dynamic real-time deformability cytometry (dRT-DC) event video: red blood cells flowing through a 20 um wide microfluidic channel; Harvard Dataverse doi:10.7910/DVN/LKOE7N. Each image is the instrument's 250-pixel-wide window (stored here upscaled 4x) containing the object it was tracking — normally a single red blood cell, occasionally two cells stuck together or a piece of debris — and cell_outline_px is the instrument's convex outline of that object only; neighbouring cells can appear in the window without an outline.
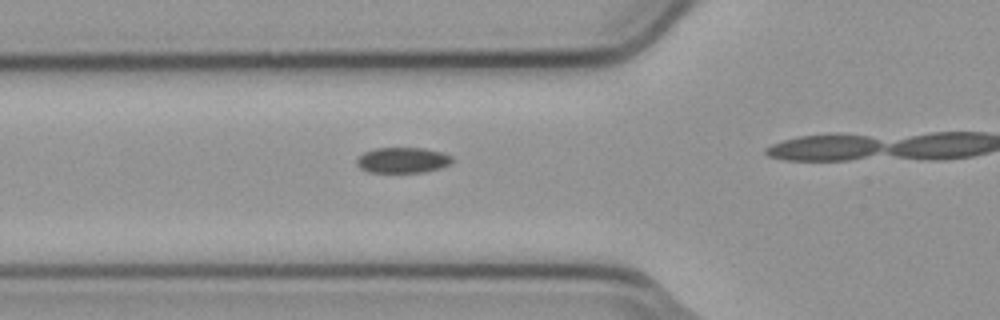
{"species": "common noctule bat (a hibernating species)", "species_latin": "Nyctalus noctula", "temperature_condition": "cold", "stored_images_in_passage": 5, "camera_frame_rate_fps": 3000, "um_per_image_px": 0.085, "animal": {"sex": "male", "body_mass_g": 23.1, "forearm_length_mm": 52.7}, "frame": {"image": 1, "passage_image": 4, "time_ms": 1.0, "image_size_px": [1000, 320], "cell_outline_px": [[452, 164], [440, 168], [420, 172], [368, 172], [360, 168], [356, 164], [356, 160], [364, 152], [376, 148], [424, 148], [440, 152], [452, 156]], "centroid_in_image_um": [34.22, 13.61], "position_along_channel_um": 91.6, "area_um2": 14.16}}